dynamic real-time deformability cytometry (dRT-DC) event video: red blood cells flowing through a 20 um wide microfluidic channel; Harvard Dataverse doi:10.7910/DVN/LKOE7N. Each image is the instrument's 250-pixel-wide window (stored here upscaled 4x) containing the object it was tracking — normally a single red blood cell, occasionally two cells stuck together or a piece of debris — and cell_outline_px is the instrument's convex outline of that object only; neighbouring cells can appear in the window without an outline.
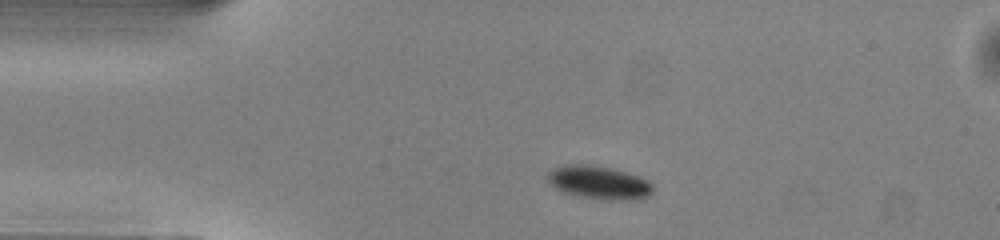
{"species": "common noctule bat (a hibernating species)", "species_latin": "Nyctalus noctula", "temperature_condition": "warm", "stored_images_in_passage": 41, "camera_frame_rate_fps": 3000, "um_per_image_px": 0.085, "animal": {"sex": "male", "body_mass_g": 13.0, "forearm_length_mm": 53.1}, "frame": {"image": 1, "passage_image": 1, "time_ms": 0.0, "image_size_px": [1000, 240], "cell_outline_px": [[652, 192], [648, 196], [632, 200], [600, 200], [580, 196], [564, 192], [556, 188], [548, 180], [548, 172], [564, 164], [588, 164], [608, 168], [640, 176], [648, 180], [652, 184]], "centroid_in_image_um": [50.93, 15.52], "position_along_channel_um": 34.1, "area_um2": 20.23}}
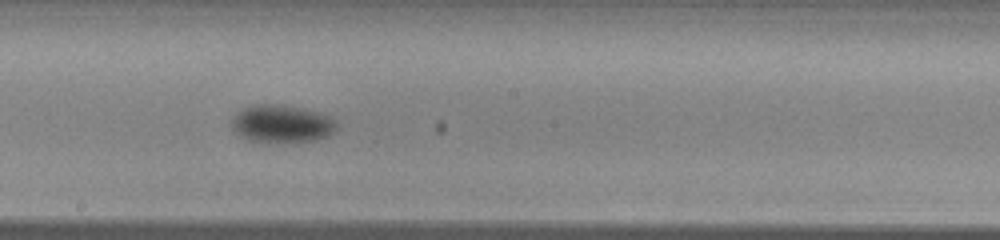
{"frame": {"image": 2, "passage_image": 18, "time_ms": 5.667, "image_size_px": [1000, 240], "cell_outline_px": [[336, 132], [328, 136], [316, 140], [264, 144], [248, 140], [240, 136], [232, 128], [232, 120], [244, 108], [256, 104], [276, 104], [300, 108], [316, 112], [328, 116], [336, 120]], "centroid_in_image_um": [23.96, 10.56], "position_along_channel_um": 224.2, "area_um2": 23.18}}
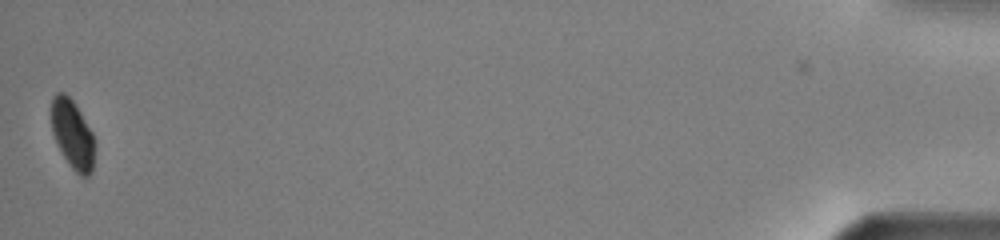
{"frame": {"image": 3, "passage_image": 41, "time_ms": 13.333, "image_size_px": [1000, 240], "cell_outline_px": [[92, 172], [88, 176], [80, 176], [68, 164], [56, 144], [52, 132], [52, 96], [56, 92], [64, 92], [72, 100], [80, 112], [92, 132]], "centroid_in_image_um": [6.12, 11.41], "position_along_channel_um": 429.1, "area_um2": 16.99}, "authors_computed_cell_mechanics": {"area_um2": 21.5594, "velocity_mm_per_s": 4.0119, "shape_relaxation_time_tau1_ms": 3.0134, "shape_relaxation_time_tau2_ms": null, "deformation_change_tau1": 0.0939, "deformation_change_tau2": null}}